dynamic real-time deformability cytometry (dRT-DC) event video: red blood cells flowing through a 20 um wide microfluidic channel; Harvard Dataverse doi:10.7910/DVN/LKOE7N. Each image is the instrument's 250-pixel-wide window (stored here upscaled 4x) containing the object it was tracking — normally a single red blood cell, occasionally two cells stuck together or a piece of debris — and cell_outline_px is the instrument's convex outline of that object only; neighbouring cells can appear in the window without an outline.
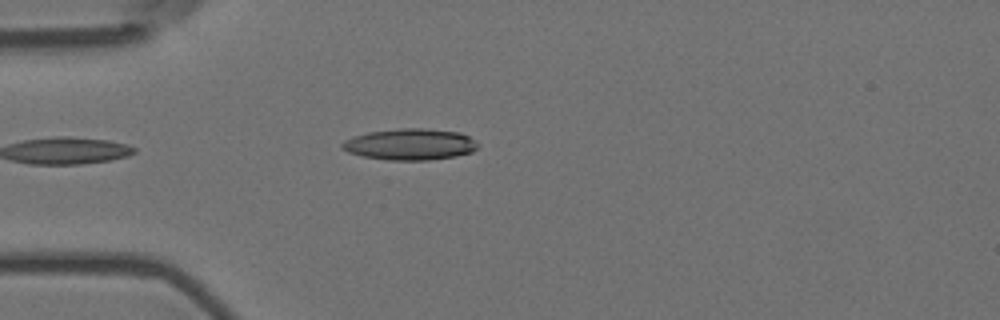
{"species": "Egyptian fruit bat (a non-hibernating species)", "species_latin": "Rousettus aegyptiacus", "temperature_condition": "room temperature", "stored_images_in_passage": 5, "camera_frame_rate_fps": 3000, "um_per_image_px": 0.085, "animal": {"sex": "female"}, "frame": {"image": 1, "passage_image": 4, "time_ms": 1.0, "image_size_px": [1000, 320], "cell_outline_px": [[480, 144], [472, 152], [456, 156], [428, 160], [388, 160], [364, 156], [348, 152], [340, 148], [340, 144], [344, 140], [352, 136], [368, 132], [400, 128], [424, 128], [460, 132], [476, 140]], "centroid_in_image_um": [34.86, 12.26], "position_along_channel_um": 50.1, "area_um2": 24.97}}